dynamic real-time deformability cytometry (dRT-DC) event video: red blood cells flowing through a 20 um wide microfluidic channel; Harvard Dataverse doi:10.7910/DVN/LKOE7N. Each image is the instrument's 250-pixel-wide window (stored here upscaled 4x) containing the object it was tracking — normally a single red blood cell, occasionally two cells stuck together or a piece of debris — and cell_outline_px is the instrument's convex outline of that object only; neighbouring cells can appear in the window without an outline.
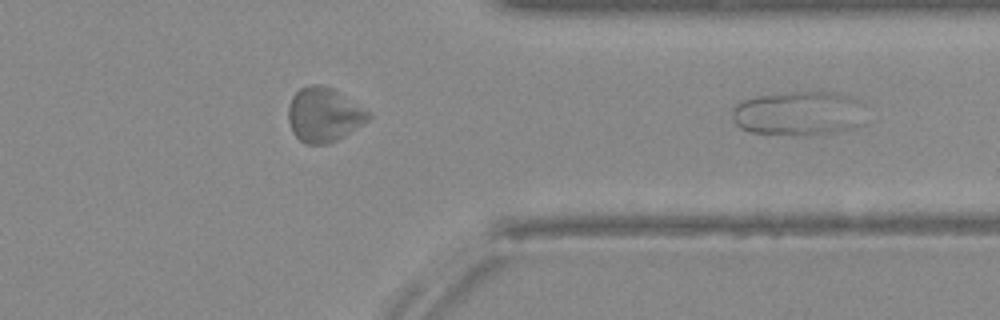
{"species": "Egyptian fruit bat (a non-hibernating species)", "species_latin": "Rousettus aegyptiacus", "temperature_condition": "warm", "stored_images_in_passage": 29, "segment_of_instrument_passage": [2, 2], "camera_frame_rate_fps": 3000, "um_per_image_px": 0.085, "animal": {"sex": "female"}, "frame": {"image": 1, "passage_image": 29, "time_ms": 9.333, "image_size_px": [1000, 320], "cell_outline_px": [[864, 104], [856, 124], [852, 128], [832, 132], [804, 136], [748, 132], [740, 128], [732, 120], [732, 112], [736, 104], [740, 100], [752, 96], [788, 92], [832, 92], [848, 96], [860, 100]], "centroid_in_image_um": [67.77, 9.63], "position_along_channel_um": 343.6, "area_um2": 34.45}}